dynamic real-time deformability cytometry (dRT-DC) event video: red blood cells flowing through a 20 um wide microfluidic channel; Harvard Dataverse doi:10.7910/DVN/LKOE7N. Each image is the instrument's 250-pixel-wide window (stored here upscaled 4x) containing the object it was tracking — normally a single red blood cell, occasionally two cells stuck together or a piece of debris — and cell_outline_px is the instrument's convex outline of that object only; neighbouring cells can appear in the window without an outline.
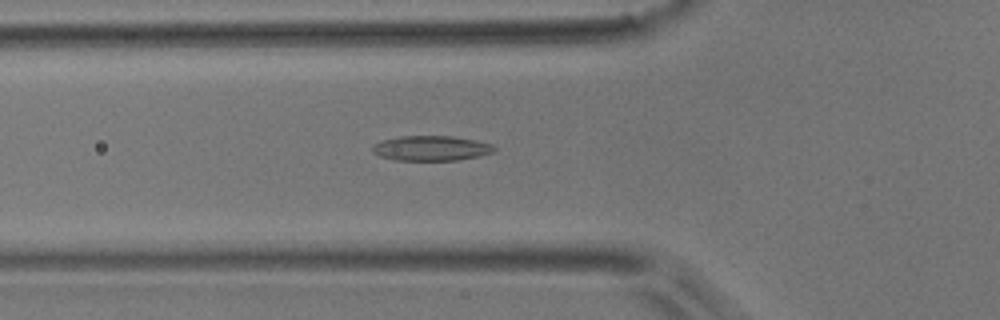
{"species": "common noctule bat (a hibernating species)", "species_latin": "Nyctalus noctula", "temperature_condition": "room temperature", "stored_images_in_passage": 36, "camera_frame_rate_fps": 3000, "um_per_image_px": 0.085, "animal": {"sex": "male", "body_mass_g": 17.9}, "frame": {"image": 1, "passage_image": 3, "time_ms": 0.667, "image_size_px": [1000, 320], "cell_outline_px": [[496, 152], [480, 156], [456, 160], [392, 160], [380, 156], [372, 152], [372, 144], [380, 140], [400, 136], [452, 136], [476, 140], [492, 144], [496, 148]], "centroid_in_image_um": [36.64, 12.6], "position_along_channel_um": 89.2, "area_um2": 17.98}}
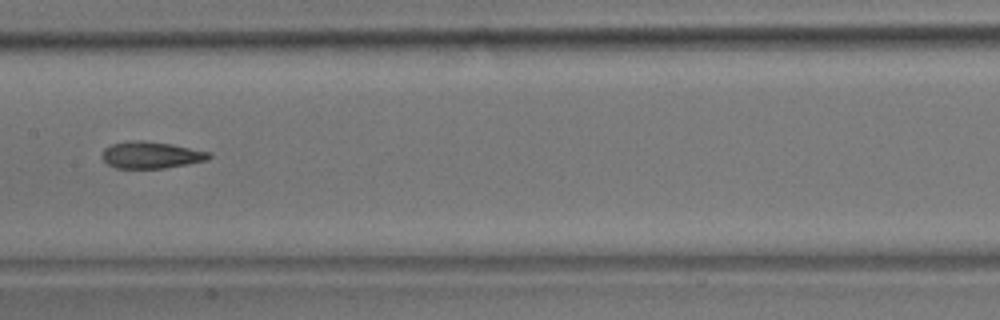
{"frame": {"image": 2, "passage_image": 11, "time_ms": 3.333, "image_size_px": [1000, 320], "cell_outline_px": [[212, 156], [208, 160], [188, 164], [164, 168], [116, 168], [108, 164], [100, 156], [104, 148], [112, 144], [128, 140], [140, 140], [172, 144], [212, 152]], "centroid_in_image_um": [12.85, 13.17], "position_along_channel_um": 194.5, "area_um2": 16.88}}
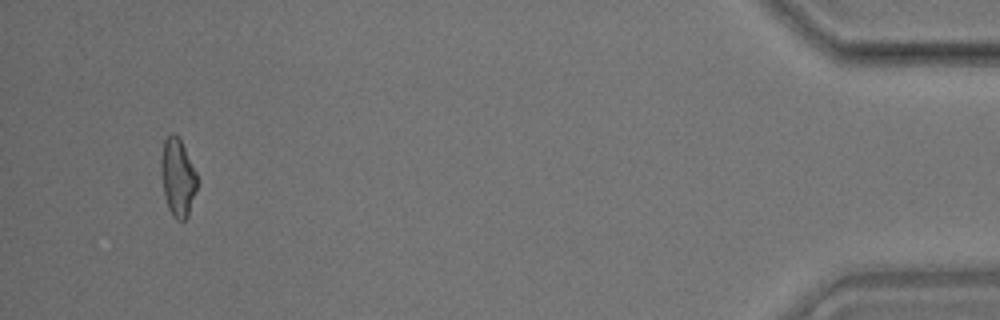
{"frame": {"image": 3, "passage_image": 34, "time_ms": 11.0, "image_size_px": [1000, 320], "cell_outline_px": [[200, 180], [188, 216], [184, 220], [176, 220], [172, 216], [168, 208], [164, 192], [160, 172], [160, 160], [164, 140], [172, 132], [180, 140]], "centroid_in_image_um": [15.11, 15.11], "position_along_channel_um": 420.1, "area_um2": 16.47}, "authors_computed_cell_mechanics": {"area_um2": 16.5597, "velocity_mm_per_s": 3.9286, "shape_relaxation_time_tau1_ms": 8.3204, "shape_relaxation_time_tau2_ms": 2.6429, "deformation_change_tau1": 0.2012, "deformation_change_tau2": 0.1042}}